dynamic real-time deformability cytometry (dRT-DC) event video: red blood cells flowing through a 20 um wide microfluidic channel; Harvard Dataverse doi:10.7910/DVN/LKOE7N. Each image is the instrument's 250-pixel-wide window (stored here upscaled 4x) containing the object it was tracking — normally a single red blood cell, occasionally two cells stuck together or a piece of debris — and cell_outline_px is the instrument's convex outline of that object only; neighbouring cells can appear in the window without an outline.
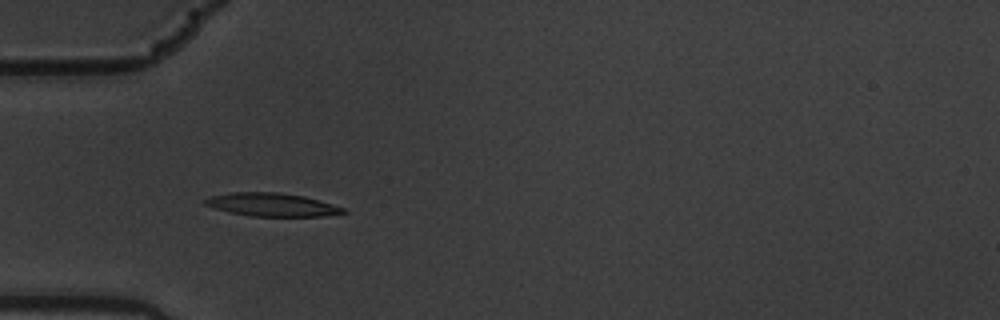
{"species": "common noctule bat (a hibernating species)", "species_latin": "Nyctalus noctula", "temperature_condition": "warm", "stored_images_in_passage": 7, "camera_frame_rate_fps": 3000, "um_per_image_px": 0.085, "animal": {"sex": "male", "body_mass_g": 19.5, "forearm_length_mm": 54.6}, "frame": {"image": 1, "passage_image": 5, "time_ms": 1.333, "image_size_px": [1000, 320], "cell_outline_px": [[348, 212], [324, 216], [252, 216], [232, 212], [216, 208], [204, 204], [204, 200], [212, 196], [232, 192], [276, 192], [304, 196], [344, 208]], "centroid_in_image_um": [23.13, 17.39], "position_along_channel_um": 61.9, "area_um2": 18.32}}
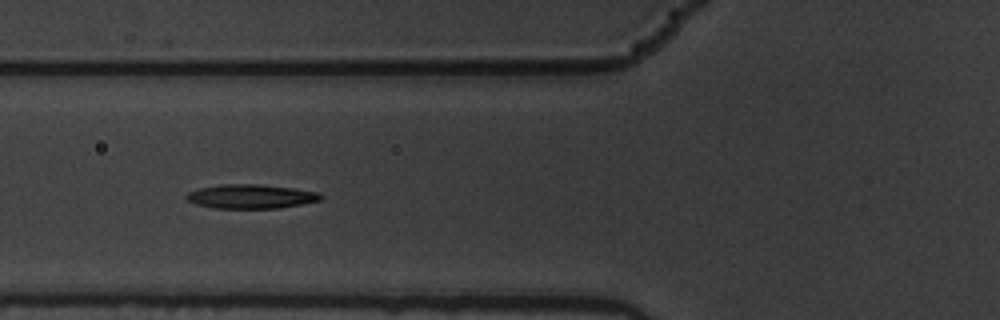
{"frame": {"image": 2, "passage_image": 6, "time_ms": 1.667, "image_size_px": [1000, 320], "cell_outline_px": [[324, 196], [320, 200], [280, 208], [212, 208], [196, 204], [188, 200], [184, 196], [188, 192], [200, 188], [220, 184], [260, 184], [292, 188], [316, 192]], "centroid_in_image_um": [21.29, 16.69], "position_along_channel_um": 104.5, "area_um2": 18.79}}
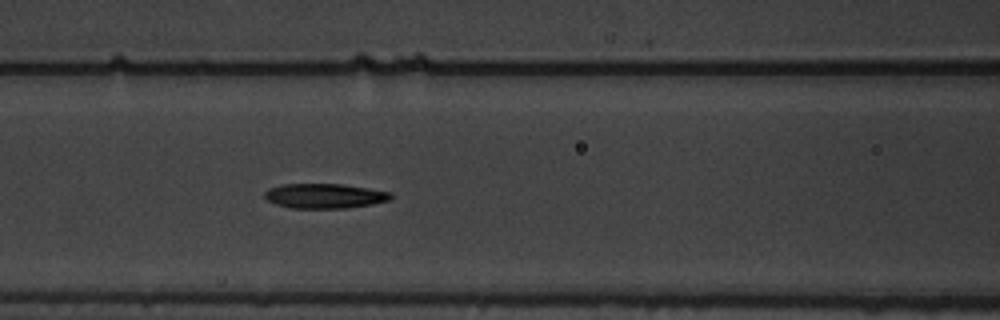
{"frame": {"image": 3, "passage_image": 7, "time_ms": 2.0, "image_size_px": [1000, 320], "cell_outline_px": [[392, 200], [372, 204], [344, 208], [292, 208], [276, 204], [268, 200], [264, 196], [264, 192], [268, 188], [280, 184], [340, 184], [368, 188], [392, 192]], "centroid_in_image_um": [27.6, 16.65], "position_along_channel_um": 139.0, "area_um2": 18.26}}